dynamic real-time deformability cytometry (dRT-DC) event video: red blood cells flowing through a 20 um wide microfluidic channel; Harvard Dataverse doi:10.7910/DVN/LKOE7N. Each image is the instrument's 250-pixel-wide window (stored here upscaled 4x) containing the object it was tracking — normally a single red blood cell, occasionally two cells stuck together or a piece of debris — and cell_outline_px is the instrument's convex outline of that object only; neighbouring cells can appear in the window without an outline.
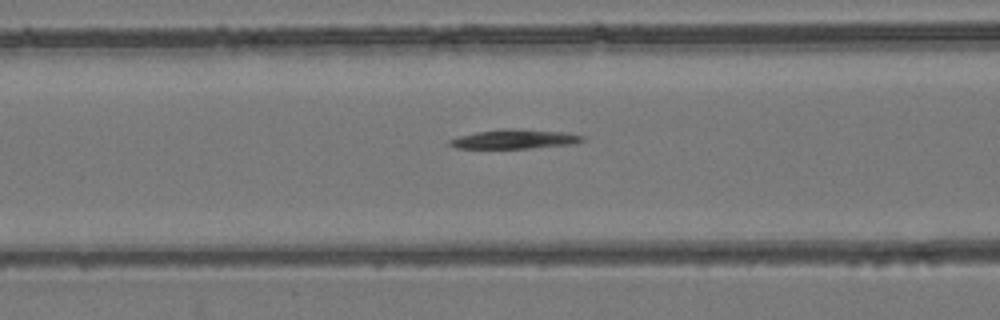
{"species": "common noctule bat (a hibernating species)", "species_latin": "Nyctalus noctula", "temperature_condition": "room temperature", "stored_images_in_passage": 32, "camera_frame_rate_fps": 3000, "um_per_image_px": 0.085, "animal": {"sex": "female", "body_mass_g": 24.6, "forearm_length_mm": 56.2}, "frame": {"image": 1, "passage_image": 8, "time_ms": 2.333, "image_size_px": [1000, 320], "cell_outline_px": [[584, 140], [576, 144], [528, 148], [456, 148], [448, 144], [448, 140], [456, 136], [476, 132], [504, 128], [516, 128], [568, 132], [584, 136]], "centroid_in_image_um": [43.75, 11.81], "position_along_channel_um": 122.9, "area_um2": 15.2}}
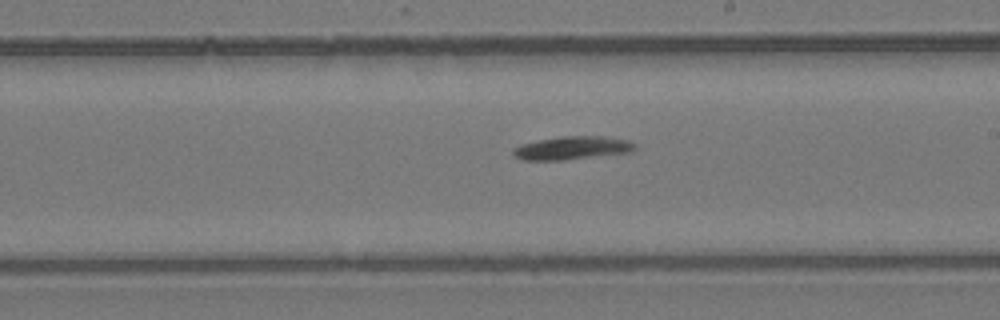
{"frame": {"image": 2, "passage_image": 17, "time_ms": 5.333, "image_size_px": [1000, 320], "cell_outline_px": [[636, 148], [632, 152], [560, 160], [524, 160], [516, 156], [512, 152], [512, 148], [520, 144], [560, 136], [604, 136], [628, 140], [636, 144]], "centroid_in_image_um": [48.65, 12.57], "position_along_channel_um": 240.3, "area_um2": 16.42}}
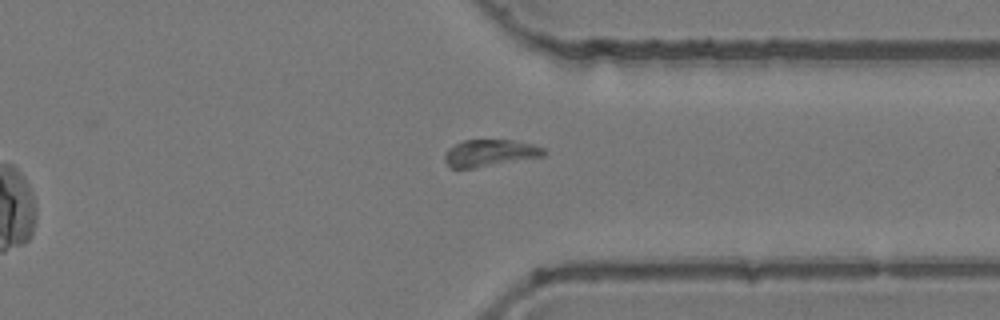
{"frame": {"image": 3, "passage_image": 27, "time_ms": 8.667, "image_size_px": [1000, 320], "cell_outline_px": [[548, 152], [544, 156], [472, 168], [452, 168], [444, 160], [444, 152], [448, 148], [464, 140], [512, 140], [532, 144], [544, 148]], "centroid_in_image_um": [41.64, 13.0], "position_along_channel_um": 369.8, "area_um2": 15.43}, "authors_computed_cell_mechanics": {"area_um2": 15.6927, "velocity_mm_per_s": 3.9109, "shape_relaxation_time_tau1_ms": 4.8763, "shape_relaxation_time_tau2_ms": null, "deformation_change_tau1": 0.1136, "deformation_change_tau2": null}}